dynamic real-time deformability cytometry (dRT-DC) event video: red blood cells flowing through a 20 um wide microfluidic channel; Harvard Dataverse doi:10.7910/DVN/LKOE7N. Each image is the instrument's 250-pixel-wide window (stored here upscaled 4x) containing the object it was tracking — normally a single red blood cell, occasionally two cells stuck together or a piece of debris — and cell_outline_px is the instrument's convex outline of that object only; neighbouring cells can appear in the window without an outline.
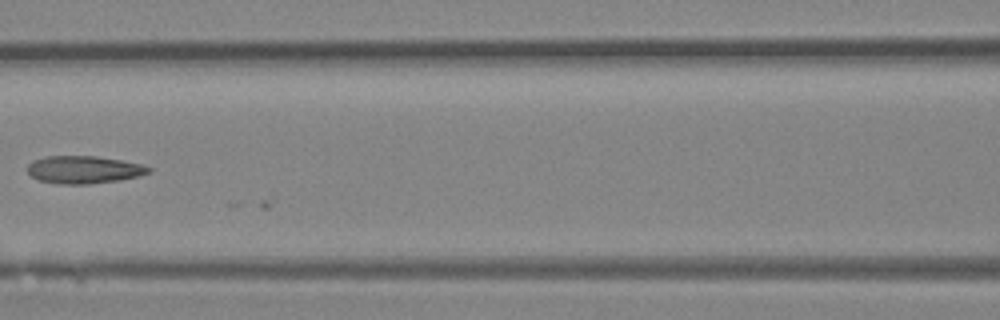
{"species": "Egyptian fruit bat (a non-hibernating species)", "species_latin": "Rousettus aegyptiacus", "temperature_condition": "room temperature", "stored_images_in_passage": 21, "camera_frame_rate_fps": 3000, "um_per_image_px": 0.085, "animal": {"sex": "female"}, "frame": {"image": 1, "passage_image": 20, "time_ms": 6.333, "image_size_px": [1000, 320], "cell_outline_px": [[152, 172], [120, 180], [88, 184], [56, 184], [40, 180], [32, 176], [28, 172], [28, 164], [32, 160], [44, 156], [96, 156], [120, 160], [140, 164], [152, 168]], "centroid_in_image_um": [7.11, 14.42], "position_along_channel_um": 159.5, "area_um2": 19.48}}